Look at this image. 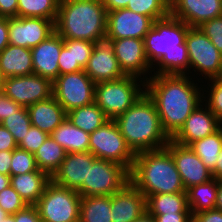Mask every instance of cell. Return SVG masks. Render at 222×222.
Segmentation results:
<instances>
[{
    "label": "cell",
    "mask_w": 222,
    "mask_h": 222,
    "mask_svg": "<svg viewBox=\"0 0 222 222\" xmlns=\"http://www.w3.org/2000/svg\"><path fill=\"white\" fill-rule=\"evenodd\" d=\"M189 77V75L152 74V77L145 78L146 94L154 102L162 128L170 138L200 106L202 98H205L204 92L201 93V89Z\"/></svg>",
    "instance_id": "obj_1"
},
{
    "label": "cell",
    "mask_w": 222,
    "mask_h": 222,
    "mask_svg": "<svg viewBox=\"0 0 222 222\" xmlns=\"http://www.w3.org/2000/svg\"><path fill=\"white\" fill-rule=\"evenodd\" d=\"M190 27L172 16L155 20L144 37L145 53L154 75H188L189 57L185 37ZM154 62V63H153ZM156 62V64H155ZM188 68V69H187Z\"/></svg>",
    "instance_id": "obj_2"
},
{
    "label": "cell",
    "mask_w": 222,
    "mask_h": 222,
    "mask_svg": "<svg viewBox=\"0 0 222 222\" xmlns=\"http://www.w3.org/2000/svg\"><path fill=\"white\" fill-rule=\"evenodd\" d=\"M114 121L134 154L163 149L171 139L163 130L156 106L146 93Z\"/></svg>",
    "instance_id": "obj_3"
},
{
    "label": "cell",
    "mask_w": 222,
    "mask_h": 222,
    "mask_svg": "<svg viewBox=\"0 0 222 222\" xmlns=\"http://www.w3.org/2000/svg\"><path fill=\"white\" fill-rule=\"evenodd\" d=\"M54 27L63 39L101 42L106 37L107 10L102 0H60Z\"/></svg>",
    "instance_id": "obj_4"
},
{
    "label": "cell",
    "mask_w": 222,
    "mask_h": 222,
    "mask_svg": "<svg viewBox=\"0 0 222 222\" xmlns=\"http://www.w3.org/2000/svg\"><path fill=\"white\" fill-rule=\"evenodd\" d=\"M130 182L146 198L156 194L186 192L175 161L166 148L135 154Z\"/></svg>",
    "instance_id": "obj_5"
},
{
    "label": "cell",
    "mask_w": 222,
    "mask_h": 222,
    "mask_svg": "<svg viewBox=\"0 0 222 222\" xmlns=\"http://www.w3.org/2000/svg\"><path fill=\"white\" fill-rule=\"evenodd\" d=\"M138 80L135 76H125L115 81L95 83L94 102L110 120H114L146 93V80Z\"/></svg>",
    "instance_id": "obj_6"
},
{
    "label": "cell",
    "mask_w": 222,
    "mask_h": 222,
    "mask_svg": "<svg viewBox=\"0 0 222 222\" xmlns=\"http://www.w3.org/2000/svg\"><path fill=\"white\" fill-rule=\"evenodd\" d=\"M80 202L76 190L51 180L35 206L43 222H79Z\"/></svg>",
    "instance_id": "obj_7"
},
{
    "label": "cell",
    "mask_w": 222,
    "mask_h": 222,
    "mask_svg": "<svg viewBox=\"0 0 222 222\" xmlns=\"http://www.w3.org/2000/svg\"><path fill=\"white\" fill-rule=\"evenodd\" d=\"M130 182V171L123 165L95 158L89 165L87 181L77 190L80 196L113 195Z\"/></svg>",
    "instance_id": "obj_8"
},
{
    "label": "cell",
    "mask_w": 222,
    "mask_h": 222,
    "mask_svg": "<svg viewBox=\"0 0 222 222\" xmlns=\"http://www.w3.org/2000/svg\"><path fill=\"white\" fill-rule=\"evenodd\" d=\"M89 151L96 158L117 162L129 171L134 165L135 154L126 144L114 120H109L90 134Z\"/></svg>",
    "instance_id": "obj_9"
},
{
    "label": "cell",
    "mask_w": 222,
    "mask_h": 222,
    "mask_svg": "<svg viewBox=\"0 0 222 222\" xmlns=\"http://www.w3.org/2000/svg\"><path fill=\"white\" fill-rule=\"evenodd\" d=\"M185 43L188 50L189 71L193 68L207 79L221 77L222 54L199 27L188 29Z\"/></svg>",
    "instance_id": "obj_10"
},
{
    "label": "cell",
    "mask_w": 222,
    "mask_h": 222,
    "mask_svg": "<svg viewBox=\"0 0 222 222\" xmlns=\"http://www.w3.org/2000/svg\"><path fill=\"white\" fill-rule=\"evenodd\" d=\"M52 89L53 97L66 112L94 102L95 83L84 70L59 75Z\"/></svg>",
    "instance_id": "obj_11"
},
{
    "label": "cell",
    "mask_w": 222,
    "mask_h": 222,
    "mask_svg": "<svg viewBox=\"0 0 222 222\" xmlns=\"http://www.w3.org/2000/svg\"><path fill=\"white\" fill-rule=\"evenodd\" d=\"M53 82L40 75L6 77L2 92L22 107H29L38 101L53 96Z\"/></svg>",
    "instance_id": "obj_12"
},
{
    "label": "cell",
    "mask_w": 222,
    "mask_h": 222,
    "mask_svg": "<svg viewBox=\"0 0 222 222\" xmlns=\"http://www.w3.org/2000/svg\"><path fill=\"white\" fill-rule=\"evenodd\" d=\"M55 32L54 22L39 17L9 18V44L31 49Z\"/></svg>",
    "instance_id": "obj_13"
},
{
    "label": "cell",
    "mask_w": 222,
    "mask_h": 222,
    "mask_svg": "<svg viewBox=\"0 0 222 222\" xmlns=\"http://www.w3.org/2000/svg\"><path fill=\"white\" fill-rule=\"evenodd\" d=\"M154 20L130 9H117L107 12L105 39L136 38L144 39L153 27Z\"/></svg>",
    "instance_id": "obj_14"
},
{
    "label": "cell",
    "mask_w": 222,
    "mask_h": 222,
    "mask_svg": "<svg viewBox=\"0 0 222 222\" xmlns=\"http://www.w3.org/2000/svg\"><path fill=\"white\" fill-rule=\"evenodd\" d=\"M165 148L171 153L175 161L185 190L213 178L212 172L189 146L178 144L170 139Z\"/></svg>",
    "instance_id": "obj_15"
},
{
    "label": "cell",
    "mask_w": 222,
    "mask_h": 222,
    "mask_svg": "<svg viewBox=\"0 0 222 222\" xmlns=\"http://www.w3.org/2000/svg\"><path fill=\"white\" fill-rule=\"evenodd\" d=\"M113 45L115 56L126 76L141 77L148 70L153 69L148 62L144 39L121 38V39H105Z\"/></svg>",
    "instance_id": "obj_16"
},
{
    "label": "cell",
    "mask_w": 222,
    "mask_h": 222,
    "mask_svg": "<svg viewBox=\"0 0 222 222\" xmlns=\"http://www.w3.org/2000/svg\"><path fill=\"white\" fill-rule=\"evenodd\" d=\"M170 16L189 27H199L204 22L222 16V0H169Z\"/></svg>",
    "instance_id": "obj_17"
},
{
    "label": "cell",
    "mask_w": 222,
    "mask_h": 222,
    "mask_svg": "<svg viewBox=\"0 0 222 222\" xmlns=\"http://www.w3.org/2000/svg\"><path fill=\"white\" fill-rule=\"evenodd\" d=\"M84 71L94 83L115 81L126 76L115 56L113 45L107 40L94 44V50Z\"/></svg>",
    "instance_id": "obj_18"
},
{
    "label": "cell",
    "mask_w": 222,
    "mask_h": 222,
    "mask_svg": "<svg viewBox=\"0 0 222 222\" xmlns=\"http://www.w3.org/2000/svg\"><path fill=\"white\" fill-rule=\"evenodd\" d=\"M198 106L186 119L185 124L171 138L174 142L189 146L196 140L212 135L222 127V122L205 106Z\"/></svg>",
    "instance_id": "obj_19"
},
{
    "label": "cell",
    "mask_w": 222,
    "mask_h": 222,
    "mask_svg": "<svg viewBox=\"0 0 222 222\" xmlns=\"http://www.w3.org/2000/svg\"><path fill=\"white\" fill-rule=\"evenodd\" d=\"M96 157L90 152L66 153L65 159L51 180L63 187L78 190L87 181L89 165Z\"/></svg>",
    "instance_id": "obj_20"
},
{
    "label": "cell",
    "mask_w": 222,
    "mask_h": 222,
    "mask_svg": "<svg viewBox=\"0 0 222 222\" xmlns=\"http://www.w3.org/2000/svg\"><path fill=\"white\" fill-rule=\"evenodd\" d=\"M63 46V38L54 32L36 47L31 48L34 74L53 82L59 76L58 59Z\"/></svg>",
    "instance_id": "obj_21"
},
{
    "label": "cell",
    "mask_w": 222,
    "mask_h": 222,
    "mask_svg": "<svg viewBox=\"0 0 222 222\" xmlns=\"http://www.w3.org/2000/svg\"><path fill=\"white\" fill-rule=\"evenodd\" d=\"M146 211V197L131 182L111 195L112 222H133Z\"/></svg>",
    "instance_id": "obj_22"
},
{
    "label": "cell",
    "mask_w": 222,
    "mask_h": 222,
    "mask_svg": "<svg viewBox=\"0 0 222 222\" xmlns=\"http://www.w3.org/2000/svg\"><path fill=\"white\" fill-rule=\"evenodd\" d=\"M27 111L32 126L49 135L67 118V112L53 96L30 105Z\"/></svg>",
    "instance_id": "obj_23"
},
{
    "label": "cell",
    "mask_w": 222,
    "mask_h": 222,
    "mask_svg": "<svg viewBox=\"0 0 222 222\" xmlns=\"http://www.w3.org/2000/svg\"><path fill=\"white\" fill-rule=\"evenodd\" d=\"M0 67L5 78L34 74L31 49L9 44L0 52Z\"/></svg>",
    "instance_id": "obj_24"
},
{
    "label": "cell",
    "mask_w": 222,
    "mask_h": 222,
    "mask_svg": "<svg viewBox=\"0 0 222 222\" xmlns=\"http://www.w3.org/2000/svg\"><path fill=\"white\" fill-rule=\"evenodd\" d=\"M50 181L51 177L43 171L10 176V185L27 205H35L37 203Z\"/></svg>",
    "instance_id": "obj_25"
},
{
    "label": "cell",
    "mask_w": 222,
    "mask_h": 222,
    "mask_svg": "<svg viewBox=\"0 0 222 222\" xmlns=\"http://www.w3.org/2000/svg\"><path fill=\"white\" fill-rule=\"evenodd\" d=\"M67 153L89 151L90 134L74 126L67 118L50 134Z\"/></svg>",
    "instance_id": "obj_26"
},
{
    "label": "cell",
    "mask_w": 222,
    "mask_h": 222,
    "mask_svg": "<svg viewBox=\"0 0 222 222\" xmlns=\"http://www.w3.org/2000/svg\"><path fill=\"white\" fill-rule=\"evenodd\" d=\"M146 207L149 214L191 213L186 192L150 195Z\"/></svg>",
    "instance_id": "obj_27"
},
{
    "label": "cell",
    "mask_w": 222,
    "mask_h": 222,
    "mask_svg": "<svg viewBox=\"0 0 222 222\" xmlns=\"http://www.w3.org/2000/svg\"><path fill=\"white\" fill-rule=\"evenodd\" d=\"M217 191L218 180L216 178L187 189V200L191 214L215 209Z\"/></svg>",
    "instance_id": "obj_28"
},
{
    "label": "cell",
    "mask_w": 222,
    "mask_h": 222,
    "mask_svg": "<svg viewBox=\"0 0 222 222\" xmlns=\"http://www.w3.org/2000/svg\"><path fill=\"white\" fill-rule=\"evenodd\" d=\"M111 196H81L79 222H112Z\"/></svg>",
    "instance_id": "obj_29"
},
{
    "label": "cell",
    "mask_w": 222,
    "mask_h": 222,
    "mask_svg": "<svg viewBox=\"0 0 222 222\" xmlns=\"http://www.w3.org/2000/svg\"><path fill=\"white\" fill-rule=\"evenodd\" d=\"M67 119L89 134L110 120L95 102L68 111Z\"/></svg>",
    "instance_id": "obj_30"
},
{
    "label": "cell",
    "mask_w": 222,
    "mask_h": 222,
    "mask_svg": "<svg viewBox=\"0 0 222 222\" xmlns=\"http://www.w3.org/2000/svg\"><path fill=\"white\" fill-rule=\"evenodd\" d=\"M66 153L65 149L49 135L34 154L37 168L52 177L65 159Z\"/></svg>",
    "instance_id": "obj_31"
},
{
    "label": "cell",
    "mask_w": 222,
    "mask_h": 222,
    "mask_svg": "<svg viewBox=\"0 0 222 222\" xmlns=\"http://www.w3.org/2000/svg\"><path fill=\"white\" fill-rule=\"evenodd\" d=\"M204 165L212 171L222 150V127L212 135L194 141L189 145Z\"/></svg>",
    "instance_id": "obj_32"
},
{
    "label": "cell",
    "mask_w": 222,
    "mask_h": 222,
    "mask_svg": "<svg viewBox=\"0 0 222 222\" xmlns=\"http://www.w3.org/2000/svg\"><path fill=\"white\" fill-rule=\"evenodd\" d=\"M60 0H18L17 17H39L55 23Z\"/></svg>",
    "instance_id": "obj_33"
},
{
    "label": "cell",
    "mask_w": 222,
    "mask_h": 222,
    "mask_svg": "<svg viewBox=\"0 0 222 222\" xmlns=\"http://www.w3.org/2000/svg\"><path fill=\"white\" fill-rule=\"evenodd\" d=\"M126 8L151 17L154 21L170 15L169 0H130Z\"/></svg>",
    "instance_id": "obj_34"
},
{
    "label": "cell",
    "mask_w": 222,
    "mask_h": 222,
    "mask_svg": "<svg viewBox=\"0 0 222 222\" xmlns=\"http://www.w3.org/2000/svg\"><path fill=\"white\" fill-rule=\"evenodd\" d=\"M1 124L13 135L17 144L21 142L32 125L26 107L5 118Z\"/></svg>",
    "instance_id": "obj_35"
},
{
    "label": "cell",
    "mask_w": 222,
    "mask_h": 222,
    "mask_svg": "<svg viewBox=\"0 0 222 222\" xmlns=\"http://www.w3.org/2000/svg\"><path fill=\"white\" fill-rule=\"evenodd\" d=\"M10 176L24 174L33 171H40L37 168L34 154L19 147L12 151Z\"/></svg>",
    "instance_id": "obj_36"
},
{
    "label": "cell",
    "mask_w": 222,
    "mask_h": 222,
    "mask_svg": "<svg viewBox=\"0 0 222 222\" xmlns=\"http://www.w3.org/2000/svg\"><path fill=\"white\" fill-rule=\"evenodd\" d=\"M27 203L13 189L11 185L0 192V207L8 214L13 215L23 210Z\"/></svg>",
    "instance_id": "obj_37"
},
{
    "label": "cell",
    "mask_w": 222,
    "mask_h": 222,
    "mask_svg": "<svg viewBox=\"0 0 222 222\" xmlns=\"http://www.w3.org/2000/svg\"><path fill=\"white\" fill-rule=\"evenodd\" d=\"M63 44L58 59L59 75L84 70L80 65H74L73 39H63Z\"/></svg>",
    "instance_id": "obj_38"
},
{
    "label": "cell",
    "mask_w": 222,
    "mask_h": 222,
    "mask_svg": "<svg viewBox=\"0 0 222 222\" xmlns=\"http://www.w3.org/2000/svg\"><path fill=\"white\" fill-rule=\"evenodd\" d=\"M212 85H209L208 101L205 105L214 113V115L222 122V80L220 78L208 79Z\"/></svg>",
    "instance_id": "obj_39"
},
{
    "label": "cell",
    "mask_w": 222,
    "mask_h": 222,
    "mask_svg": "<svg viewBox=\"0 0 222 222\" xmlns=\"http://www.w3.org/2000/svg\"><path fill=\"white\" fill-rule=\"evenodd\" d=\"M48 136V133L41 131L39 128L31 125L28 133L25 134L24 138L18 144V147L26 150L27 152H30L31 154H35L37 149L43 144Z\"/></svg>",
    "instance_id": "obj_40"
},
{
    "label": "cell",
    "mask_w": 222,
    "mask_h": 222,
    "mask_svg": "<svg viewBox=\"0 0 222 222\" xmlns=\"http://www.w3.org/2000/svg\"><path fill=\"white\" fill-rule=\"evenodd\" d=\"M199 28L222 54V16L204 22Z\"/></svg>",
    "instance_id": "obj_41"
},
{
    "label": "cell",
    "mask_w": 222,
    "mask_h": 222,
    "mask_svg": "<svg viewBox=\"0 0 222 222\" xmlns=\"http://www.w3.org/2000/svg\"><path fill=\"white\" fill-rule=\"evenodd\" d=\"M95 42L88 40L73 39L74 65L86 68L89 58L94 50Z\"/></svg>",
    "instance_id": "obj_42"
},
{
    "label": "cell",
    "mask_w": 222,
    "mask_h": 222,
    "mask_svg": "<svg viewBox=\"0 0 222 222\" xmlns=\"http://www.w3.org/2000/svg\"><path fill=\"white\" fill-rule=\"evenodd\" d=\"M21 108L22 106L6 96L2 91L0 92V123L8 116L17 113Z\"/></svg>",
    "instance_id": "obj_43"
},
{
    "label": "cell",
    "mask_w": 222,
    "mask_h": 222,
    "mask_svg": "<svg viewBox=\"0 0 222 222\" xmlns=\"http://www.w3.org/2000/svg\"><path fill=\"white\" fill-rule=\"evenodd\" d=\"M13 215L15 222H43L35 205H27Z\"/></svg>",
    "instance_id": "obj_44"
},
{
    "label": "cell",
    "mask_w": 222,
    "mask_h": 222,
    "mask_svg": "<svg viewBox=\"0 0 222 222\" xmlns=\"http://www.w3.org/2000/svg\"><path fill=\"white\" fill-rule=\"evenodd\" d=\"M192 222H222V211L211 209L192 215Z\"/></svg>",
    "instance_id": "obj_45"
},
{
    "label": "cell",
    "mask_w": 222,
    "mask_h": 222,
    "mask_svg": "<svg viewBox=\"0 0 222 222\" xmlns=\"http://www.w3.org/2000/svg\"><path fill=\"white\" fill-rule=\"evenodd\" d=\"M17 147L13 135L0 123V151H13Z\"/></svg>",
    "instance_id": "obj_46"
},
{
    "label": "cell",
    "mask_w": 222,
    "mask_h": 222,
    "mask_svg": "<svg viewBox=\"0 0 222 222\" xmlns=\"http://www.w3.org/2000/svg\"><path fill=\"white\" fill-rule=\"evenodd\" d=\"M156 222H192L191 213H176V214H150Z\"/></svg>",
    "instance_id": "obj_47"
},
{
    "label": "cell",
    "mask_w": 222,
    "mask_h": 222,
    "mask_svg": "<svg viewBox=\"0 0 222 222\" xmlns=\"http://www.w3.org/2000/svg\"><path fill=\"white\" fill-rule=\"evenodd\" d=\"M18 0H0V13L3 18L17 17Z\"/></svg>",
    "instance_id": "obj_48"
},
{
    "label": "cell",
    "mask_w": 222,
    "mask_h": 222,
    "mask_svg": "<svg viewBox=\"0 0 222 222\" xmlns=\"http://www.w3.org/2000/svg\"><path fill=\"white\" fill-rule=\"evenodd\" d=\"M12 151H0V173L10 176Z\"/></svg>",
    "instance_id": "obj_49"
},
{
    "label": "cell",
    "mask_w": 222,
    "mask_h": 222,
    "mask_svg": "<svg viewBox=\"0 0 222 222\" xmlns=\"http://www.w3.org/2000/svg\"><path fill=\"white\" fill-rule=\"evenodd\" d=\"M9 18L0 19V52L9 45Z\"/></svg>",
    "instance_id": "obj_50"
},
{
    "label": "cell",
    "mask_w": 222,
    "mask_h": 222,
    "mask_svg": "<svg viewBox=\"0 0 222 222\" xmlns=\"http://www.w3.org/2000/svg\"><path fill=\"white\" fill-rule=\"evenodd\" d=\"M130 0H102L103 5L107 12H111L117 9H124L128 5Z\"/></svg>",
    "instance_id": "obj_51"
},
{
    "label": "cell",
    "mask_w": 222,
    "mask_h": 222,
    "mask_svg": "<svg viewBox=\"0 0 222 222\" xmlns=\"http://www.w3.org/2000/svg\"><path fill=\"white\" fill-rule=\"evenodd\" d=\"M213 178L217 180H222V150L219 153V157L216 160L215 167L211 171Z\"/></svg>",
    "instance_id": "obj_52"
},
{
    "label": "cell",
    "mask_w": 222,
    "mask_h": 222,
    "mask_svg": "<svg viewBox=\"0 0 222 222\" xmlns=\"http://www.w3.org/2000/svg\"><path fill=\"white\" fill-rule=\"evenodd\" d=\"M215 209L222 211V180H218V191H217Z\"/></svg>",
    "instance_id": "obj_53"
},
{
    "label": "cell",
    "mask_w": 222,
    "mask_h": 222,
    "mask_svg": "<svg viewBox=\"0 0 222 222\" xmlns=\"http://www.w3.org/2000/svg\"><path fill=\"white\" fill-rule=\"evenodd\" d=\"M133 222H156L155 218L150 215L147 211L140 215Z\"/></svg>",
    "instance_id": "obj_54"
},
{
    "label": "cell",
    "mask_w": 222,
    "mask_h": 222,
    "mask_svg": "<svg viewBox=\"0 0 222 222\" xmlns=\"http://www.w3.org/2000/svg\"><path fill=\"white\" fill-rule=\"evenodd\" d=\"M10 185V176L0 173V192Z\"/></svg>",
    "instance_id": "obj_55"
},
{
    "label": "cell",
    "mask_w": 222,
    "mask_h": 222,
    "mask_svg": "<svg viewBox=\"0 0 222 222\" xmlns=\"http://www.w3.org/2000/svg\"><path fill=\"white\" fill-rule=\"evenodd\" d=\"M9 214L0 207V222L4 221Z\"/></svg>",
    "instance_id": "obj_56"
},
{
    "label": "cell",
    "mask_w": 222,
    "mask_h": 222,
    "mask_svg": "<svg viewBox=\"0 0 222 222\" xmlns=\"http://www.w3.org/2000/svg\"><path fill=\"white\" fill-rule=\"evenodd\" d=\"M4 80H5V76L3 75L1 67H0V92L2 91Z\"/></svg>",
    "instance_id": "obj_57"
},
{
    "label": "cell",
    "mask_w": 222,
    "mask_h": 222,
    "mask_svg": "<svg viewBox=\"0 0 222 222\" xmlns=\"http://www.w3.org/2000/svg\"><path fill=\"white\" fill-rule=\"evenodd\" d=\"M2 222H15V220H14V215H8L7 217H6V219L4 220V221H2Z\"/></svg>",
    "instance_id": "obj_58"
}]
</instances>
